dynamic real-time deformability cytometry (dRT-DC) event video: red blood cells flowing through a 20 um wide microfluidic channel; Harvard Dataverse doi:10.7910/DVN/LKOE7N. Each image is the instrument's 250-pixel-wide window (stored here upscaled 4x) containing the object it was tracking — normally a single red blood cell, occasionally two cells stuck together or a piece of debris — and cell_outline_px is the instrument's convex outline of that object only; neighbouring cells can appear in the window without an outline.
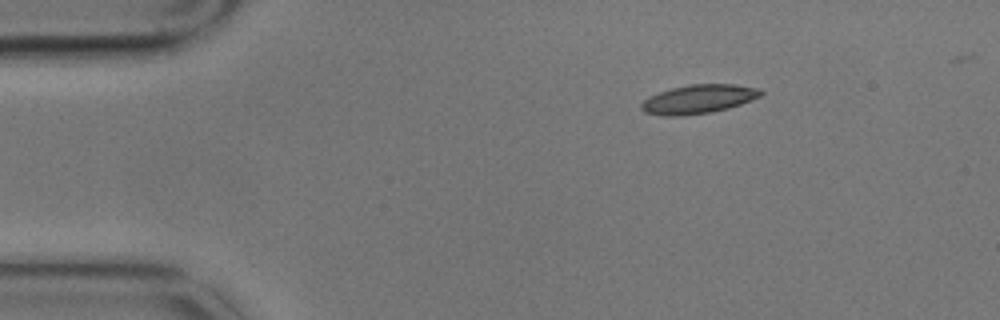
{"species": "common noctule bat (a hibernating species)", "species_latin": "Nyctalus noctula", "temperature_condition": "cold", "stored_images_in_passage": 3, "camera_frame_rate_fps": 3000, "um_per_image_px": 0.085, "animal": {"sex": "male", "body_mass_g": 17.9}, "frame": {"image": 1, "passage_image": 1, "time_ms": 0.0, "image_size_px": [1000, 320], "cell_outline_px": [[764, 92], [760, 96], [740, 104], [728, 108], [712, 112], [680, 116], [664, 116], [644, 112], [640, 108], [640, 104], [648, 96], [672, 88], [692, 84], [736, 84], [760, 88]], "centroid_in_image_um": [59.36, 8.42], "position_along_channel_um": 25.6, "area_um2": 20.11}}